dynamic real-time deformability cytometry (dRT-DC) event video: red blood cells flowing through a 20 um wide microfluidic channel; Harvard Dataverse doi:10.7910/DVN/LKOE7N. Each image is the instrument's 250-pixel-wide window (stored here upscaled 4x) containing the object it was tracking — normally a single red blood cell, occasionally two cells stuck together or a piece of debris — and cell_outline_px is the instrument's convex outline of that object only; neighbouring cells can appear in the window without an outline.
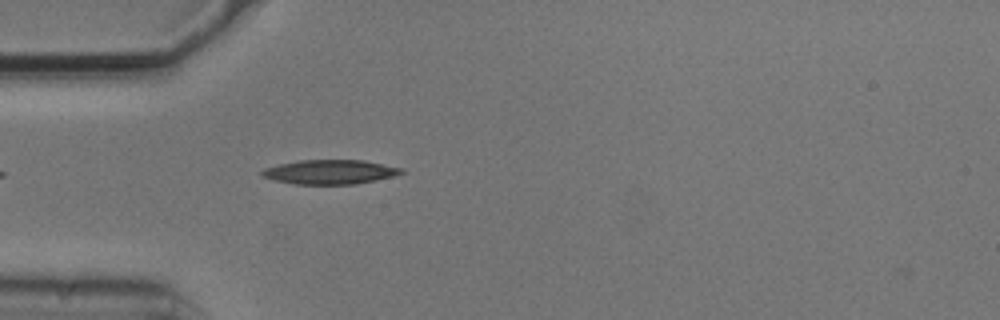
{"species": "common noctule bat (a hibernating species)", "species_latin": "Nyctalus noctula", "temperature_condition": "cold", "stored_images_in_passage": 1, "camera_frame_rate_fps": 3000, "um_per_image_px": 0.085, "animal": {"sex": "male", "body_mass_g": 20.5, "forearm_length_mm": 52.5}, "frame": {"image": 1, "passage_image": 1, "time_ms": 0.0, "image_size_px": [1000, 320], "cell_outline_px": [[404, 172], [392, 176], [356, 184], [292, 184], [260, 176], [260, 172], [264, 168], [280, 164], [300, 160], [364, 160], [404, 168]], "centroid_in_image_um": [28.03, 14.61], "position_along_channel_um": 57.0, "area_um2": 19.71}}